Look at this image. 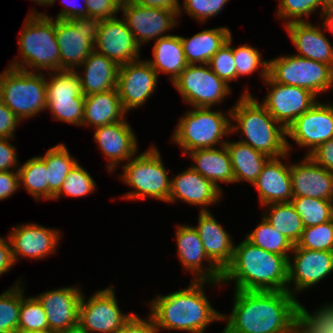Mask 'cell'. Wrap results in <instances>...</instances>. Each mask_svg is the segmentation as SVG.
<instances>
[{
  "label": "cell",
  "instance_id": "cell-1",
  "mask_svg": "<svg viewBox=\"0 0 333 333\" xmlns=\"http://www.w3.org/2000/svg\"><path fill=\"white\" fill-rule=\"evenodd\" d=\"M221 333H287L297 324L298 299L288 291L234 290Z\"/></svg>",
  "mask_w": 333,
  "mask_h": 333
},
{
  "label": "cell",
  "instance_id": "cell-2",
  "mask_svg": "<svg viewBox=\"0 0 333 333\" xmlns=\"http://www.w3.org/2000/svg\"><path fill=\"white\" fill-rule=\"evenodd\" d=\"M205 285L220 286L221 282L193 281L188 287L150 300V316L156 330H179L205 333L211 323L222 321V313L214 309L204 292ZM160 329V330H159Z\"/></svg>",
  "mask_w": 333,
  "mask_h": 333
},
{
  "label": "cell",
  "instance_id": "cell-3",
  "mask_svg": "<svg viewBox=\"0 0 333 333\" xmlns=\"http://www.w3.org/2000/svg\"><path fill=\"white\" fill-rule=\"evenodd\" d=\"M234 290L288 291V259L253 245L246 238L235 245L231 264L223 271L222 285Z\"/></svg>",
  "mask_w": 333,
  "mask_h": 333
},
{
  "label": "cell",
  "instance_id": "cell-4",
  "mask_svg": "<svg viewBox=\"0 0 333 333\" xmlns=\"http://www.w3.org/2000/svg\"><path fill=\"white\" fill-rule=\"evenodd\" d=\"M230 109L231 134L241 132L240 136L244 138H240V142L250 145L269 158L291 152L286 129L251 95L249 88L243 90L240 99Z\"/></svg>",
  "mask_w": 333,
  "mask_h": 333
},
{
  "label": "cell",
  "instance_id": "cell-5",
  "mask_svg": "<svg viewBox=\"0 0 333 333\" xmlns=\"http://www.w3.org/2000/svg\"><path fill=\"white\" fill-rule=\"evenodd\" d=\"M18 39L19 61L13 59L10 61L9 67L28 72L46 70L48 73L60 70L55 20L48 14L32 9L24 21Z\"/></svg>",
  "mask_w": 333,
  "mask_h": 333
},
{
  "label": "cell",
  "instance_id": "cell-6",
  "mask_svg": "<svg viewBox=\"0 0 333 333\" xmlns=\"http://www.w3.org/2000/svg\"><path fill=\"white\" fill-rule=\"evenodd\" d=\"M225 113L193 107L180 117L171 140L179 145L184 155L196 149L225 145L224 137L231 134V109Z\"/></svg>",
  "mask_w": 333,
  "mask_h": 333
},
{
  "label": "cell",
  "instance_id": "cell-7",
  "mask_svg": "<svg viewBox=\"0 0 333 333\" xmlns=\"http://www.w3.org/2000/svg\"><path fill=\"white\" fill-rule=\"evenodd\" d=\"M121 166L123 172L119 179L133 188V191L125 193L121 198L146 200L150 197L168 203L171 177L157 146H151L141 154L137 153Z\"/></svg>",
  "mask_w": 333,
  "mask_h": 333
},
{
  "label": "cell",
  "instance_id": "cell-8",
  "mask_svg": "<svg viewBox=\"0 0 333 333\" xmlns=\"http://www.w3.org/2000/svg\"><path fill=\"white\" fill-rule=\"evenodd\" d=\"M0 87L3 104L21 122L47 109L46 76L43 72H28L8 66L0 73Z\"/></svg>",
  "mask_w": 333,
  "mask_h": 333
},
{
  "label": "cell",
  "instance_id": "cell-9",
  "mask_svg": "<svg viewBox=\"0 0 333 333\" xmlns=\"http://www.w3.org/2000/svg\"><path fill=\"white\" fill-rule=\"evenodd\" d=\"M268 76L279 84L298 86L316 97L329 92L333 86L331 65L303 58L295 54L268 60Z\"/></svg>",
  "mask_w": 333,
  "mask_h": 333
},
{
  "label": "cell",
  "instance_id": "cell-10",
  "mask_svg": "<svg viewBox=\"0 0 333 333\" xmlns=\"http://www.w3.org/2000/svg\"><path fill=\"white\" fill-rule=\"evenodd\" d=\"M101 20L95 17L55 19V35L60 53V70H77L94 51Z\"/></svg>",
  "mask_w": 333,
  "mask_h": 333
},
{
  "label": "cell",
  "instance_id": "cell-11",
  "mask_svg": "<svg viewBox=\"0 0 333 333\" xmlns=\"http://www.w3.org/2000/svg\"><path fill=\"white\" fill-rule=\"evenodd\" d=\"M48 74L46 110L51 112L54 120L83 127L85 96L81 92L77 71L58 70Z\"/></svg>",
  "mask_w": 333,
  "mask_h": 333
},
{
  "label": "cell",
  "instance_id": "cell-12",
  "mask_svg": "<svg viewBox=\"0 0 333 333\" xmlns=\"http://www.w3.org/2000/svg\"><path fill=\"white\" fill-rule=\"evenodd\" d=\"M182 100L192 107L213 108L231 91L230 84L219 78L208 64H189L172 82Z\"/></svg>",
  "mask_w": 333,
  "mask_h": 333
},
{
  "label": "cell",
  "instance_id": "cell-13",
  "mask_svg": "<svg viewBox=\"0 0 333 333\" xmlns=\"http://www.w3.org/2000/svg\"><path fill=\"white\" fill-rule=\"evenodd\" d=\"M85 298L82 294L78 324L87 333H117L135 314L122 313L114 286L99 289L88 299Z\"/></svg>",
  "mask_w": 333,
  "mask_h": 333
},
{
  "label": "cell",
  "instance_id": "cell-14",
  "mask_svg": "<svg viewBox=\"0 0 333 333\" xmlns=\"http://www.w3.org/2000/svg\"><path fill=\"white\" fill-rule=\"evenodd\" d=\"M270 87L261 104L286 130L302 114L319 100L310 91L298 86L274 82L269 76L263 81Z\"/></svg>",
  "mask_w": 333,
  "mask_h": 333
},
{
  "label": "cell",
  "instance_id": "cell-15",
  "mask_svg": "<svg viewBox=\"0 0 333 333\" xmlns=\"http://www.w3.org/2000/svg\"><path fill=\"white\" fill-rule=\"evenodd\" d=\"M290 255L292 257L288 258V292L294 297H297L298 292L311 288L333 272V251L309 250L294 245Z\"/></svg>",
  "mask_w": 333,
  "mask_h": 333
},
{
  "label": "cell",
  "instance_id": "cell-16",
  "mask_svg": "<svg viewBox=\"0 0 333 333\" xmlns=\"http://www.w3.org/2000/svg\"><path fill=\"white\" fill-rule=\"evenodd\" d=\"M123 20L133 33L136 43L141 45L169 36L167 32L178 25V15L174 11L140 6L127 2L120 7ZM167 33V34H166Z\"/></svg>",
  "mask_w": 333,
  "mask_h": 333
},
{
  "label": "cell",
  "instance_id": "cell-17",
  "mask_svg": "<svg viewBox=\"0 0 333 333\" xmlns=\"http://www.w3.org/2000/svg\"><path fill=\"white\" fill-rule=\"evenodd\" d=\"M158 77V73L145 59L119 66L117 90L127 114L149 100L158 86Z\"/></svg>",
  "mask_w": 333,
  "mask_h": 333
},
{
  "label": "cell",
  "instance_id": "cell-18",
  "mask_svg": "<svg viewBox=\"0 0 333 333\" xmlns=\"http://www.w3.org/2000/svg\"><path fill=\"white\" fill-rule=\"evenodd\" d=\"M298 147L308 148L306 155L333 138V105L321 101L299 116L286 130Z\"/></svg>",
  "mask_w": 333,
  "mask_h": 333
},
{
  "label": "cell",
  "instance_id": "cell-19",
  "mask_svg": "<svg viewBox=\"0 0 333 333\" xmlns=\"http://www.w3.org/2000/svg\"><path fill=\"white\" fill-rule=\"evenodd\" d=\"M61 235L59 229L34 222L17 225L8 234L14 263L19 262L21 257L40 260L55 253Z\"/></svg>",
  "mask_w": 333,
  "mask_h": 333
},
{
  "label": "cell",
  "instance_id": "cell-20",
  "mask_svg": "<svg viewBox=\"0 0 333 333\" xmlns=\"http://www.w3.org/2000/svg\"><path fill=\"white\" fill-rule=\"evenodd\" d=\"M175 228L177 256L184 270L193 274L192 280L221 282L223 272L208 258L194 225L178 224Z\"/></svg>",
  "mask_w": 333,
  "mask_h": 333
},
{
  "label": "cell",
  "instance_id": "cell-21",
  "mask_svg": "<svg viewBox=\"0 0 333 333\" xmlns=\"http://www.w3.org/2000/svg\"><path fill=\"white\" fill-rule=\"evenodd\" d=\"M94 51L104 55L118 66L141 58V47L122 18L101 20Z\"/></svg>",
  "mask_w": 333,
  "mask_h": 333
},
{
  "label": "cell",
  "instance_id": "cell-22",
  "mask_svg": "<svg viewBox=\"0 0 333 333\" xmlns=\"http://www.w3.org/2000/svg\"><path fill=\"white\" fill-rule=\"evenodd\" d=\"M126 118L127 116L121 121L94 130L93 140L107 159L106 168L110 173L117 170L121 162H128L138 153L135 131Z\"/></svg>",
  "mask_w": 333,
  "mask_h": 333
},
{
  "label": "cell",
  "instance_id": "cell-23",
  "mask_svg": "<svg viewBox=\"0 0 333 333\" xmlns=\"http://www.w3.org/2000/svg\"><path fill=\"white\" fill-rule=\"evenodd\" d=\"M222 193L211 181L189 166L171 177L168 203H176L179 200L189 205L200 206V212L209 211L208 206L220 202Z\"/></svg>",
  "mask_w": 333,
  "mask_h": 333
},
{
  "label": "cell",
  "instance_id": "cell-24",
  "mask_svg": "<svg viewBox=\"0 0 333 333\" xmlns=\"http://www.w3.org/2000/svg\"><path fill=\"white\" fill-rule=\"evenodd\" d=\"M302 159L300 162L290 163L293 197L333 201V173L318 165L308 155Z\"/></svg>",
  "mask_w": 333,
  "mask_h": 333
},
{
  "label": "cell",
  "instance_id": "cell-25",
  "mask_svg": "<svg viewBox=\"0 0 333 333\" xmlns=\"http://www.w3.org/2000/svg\"><path fill=\"white\" fill-rule=\"evenodd\" d=\"M80 286H65L35 296L46 312L51 331L62 330L78 323L79 306L83 294Z\"/></svg>",
  "mask_w": 333,
  "mask_h": 333
},
{
  "label": "cell",
  "instance_id": "cell-26",
  "mask_svg": "<svg viewBox=\"0 0 333 333\" xmlns=\"http://www.w3.org/2000/svg\"><path fill=\"white\" fill-rule=\"evenodd\" d=\"M289 152L284 156L269 158L264 164L261 173L253 183L257 190L260 205L272 203L291 202L292 184L290 176V163H283L282 158L289 157Z\"/></svg>",
  "mask_w": 333,
  "mask_h": 333
},
{
  "label": "cell",
  "instance_id": "cell-27",
  "mask_svg": "<svg viewBox=\"0 0 333 333\" xmlns=\"http://www.w3.org/2000/svg\"><path fill=\"white\" fill-rule=\"evenodd\" d=\"M197 230L208 258L223 272L232 262L235 244L210 211L199 212Z\"/></svg>",
  "mask_w": 333,
  "mask_h": 333
},
{
  "label": "cell",
  "instance_id": "cell-28",
  "mask_svg": "<svg viewBox=\"0 0 333 333\" xmlns=\"http://www.w3.org/2000/svg\"><path fill=\"white\" fill-rule=\"evenodd\" d=\"M284 28L298 51L295 55L333 67V46L321 25L315 26L310 21L292 22Z\"/></svg>",
  "mask_w": 333,
  "mask_h": 333
},
{
  "label": "cell",
  "instance_id": "cell-29",
  "mask_svg": "<svg viewBox=\"0 0 333 333\" xmlns=\"http://www.w3.org/2000/svg\"><path fill=\"white\" fill-rule=\"evenodd\" d=\"M80 67L83 72L77 73L84 96L117 88L119 66L104 55L93 51Z\"/></svg>",
  "mask_w": 333,
  "mask_h": 333
},
{
  "label": "cell",
  "instance_id": "cell-30",
  "mask_svg": "<svg viewBox=\"0 0 333 333\" xmlns=\"http://www.w3.org/2000/svg\"><path fill=\"white\" fill-rule=\"evenodd\" d=\"M193 164L191 168L211 181L218 189L222 183H234V173L231 164L229 151L225 145L215 148L196 149L188 152Z\"/></svg>",
  "mask_w": 333,
  "mask_h": 333
},
{
  "label": "cell",
  "instance_id": "cell-31",
  "mask_svg": "<svg viewBox=\"0 0 333 333\" xmlns=\"http://www.w3.org/2000/svg\"><path fill=\"white\" fill-rule=\"evenodd\" d=\"M127 113L124 111L118 90L113 89L85 96L83 126L93 128L121 121Z\"/></svg>",
  "mask_w": 333,
  "mask_h": 333
},
{
  "label": "cell",
  "instance_id": "cell-32",
  "mask_svg": "<svg viewBox=\"0 0 333 333\" xmlns=\"http://www.w3.org/2000/svg\"><path fill=\"white\" fill-rule=\"evenodd\" d=\"M232 35L227 27L204 29L192 37L180 36L186 61L189 64H208L213 55Z\"/></svg>",
  "mask_w": 333,
  "mask_h": 333
},
{
  "label": "cell",
  "instance_id": "cell-33",
  "mask_svg": "<svg viewBox=\"0 0 333 333\" xmlns=\"http://www.w3.org/2000/svg\"><path fill=\"white\" fill-rule=\"evenodd\" d=\"M153 59L146 60L158 73L169 74L173 82L187 67L180 35H169L155 41Z\"/></svg>",
  "mask_w": 333,
  "mask_h": 333
},
{
  "label": "cell",
  "instance_id": "cell-34",
  "mask_svg": "<svg viewBox=\"0 0 333 333\" xmlns=\"http://www.w3.org/2000/svg\"><path fill=\"white\" fill-rule=\"evenodd\" d=\"M225 146L231 158L234 184L238 182H249L253 184L269 157L239 140H227Z\"/></svg>",
  "mask_w": 333,
  "mask_h": 333
},
{
  "label": "cell",
  "instance_id": "cell-35",
  "mask_svg": "<svg viewBox=\"0 0 333 333\" xmlns=\"http://www.w3.org/2000/svg\"><path fill=\"white\" fill-rule=\"evenodd\" d=\"M264 209L262 216L275 230L284 235L293 245H296L305 227L292 203H272L264 206Z\"/></svg>",
  "mask_w": 333,
  "mask_h": 333
},
{
  "label": "cell",
  "instance_id": "cell-36",
  "mask_svg": "<svg viewBox=\"0 0 333 333\" xmlns=\"http://www.w3.org/2000/svg\"><path fill=\"white\" fill-rule=\"evenodd\" d=\"M46 164L48 171V200H53L54 195L60 190L69 172L78 163L72 157L63 143H59L40 156Z\"/></svg>",
  "mask_w": 333,
  "mask_h": 333
},
{
  "label": "cell",
  "instance_id": "cell-37",
  "mask_svg": "<svg viewBox=\"0 0 333 333\" xmlns=\"http://www.w3.org/2000/svg\"><path fill=\"white\" fill-rule=\"evenodd\" d=\"M19 188H22L39 202L48 201V171L45 161L39 156L32 157L20 165L18 169Z\"/></svg>",
  "mask_w": 333,
  "mask_h": 333
},
{
  "label": "cell",
  "instance_id": "cell-38",
  "mask_svg": "<svg viewBox=\"0 0 333 333\" xmlns=\"http://www.w3.org/2000/svg\"><path fill=\"white\" fill-rule=\"evenodd\" d=\"M253 245L289 258L294 245L262 216L261 222L245 237ZM290 252V253H289Z\"/></svg>",
  "mask_w": 333,
  "mask_h": 333
},
{
  "label": "cell",
  "instance_id": "cell-39",
  "mask_svg": "<svg viewBox=\"0 0 333 333\" xmlns=\"http://www.w3.org/2000/svg\"><path fill=\"white\" fill-rule=\"evenodd\" d=\"M305 228L333 219V201L310 197H293L291 200Z\"/></svg>",
  "mask_w": 333,
  "mask_h": 333
},
{
  "label": "cell",
  "instance_id": "cell-40",
  "mask_svg": "<svg viewBox=\"0 0 333 333\" xmlns=\"http://www.w3.org/2000/svg\"><path fill=\"white\" fill-rule=\"evenodd\" d=\"M21 283L18 280L12 287L0 294V333H17L21 307Z\"/></svg>",
  "mask_w": 333,
  "mask_h": 333
},
{
  "label": "cell",
  "instance_id": "cell-41",
  "mask_svg": "<svg viewBox=\"0 0 333 333\" xmlns=\"http://www.w3.org/2000/svg\"><path fill=\"white\" fill-rule=\"evenodd\" d=\"M324 305L312 314L303 304L298 303L297 325L305 333H333V301Z\"/></svg>",
  "mask_w": 333,
  "mask_h": 333
},
{
  "label": "cell",
  "instance_id": "cell-42",
  "mask_svg": "<svg viewBox=\"0 0 333 333\" xmlns=\"http://www.w3.org/2000/svg\"><path fill=\"white\" fill-rule=\"evenodd\" d=\"M233 58L236 64V80L244 75L259 71L262 81L268 77V61L262 59L261 51L252 45L242 44L233 47Z\"/></svg>",
  "mask_w": 333,
  "mask_h": 333
},
{
  "label": "cell",
  "instance_id": "cell-43",
  "mask_svg": "<svg viewBox=\"0 0 333 333\" xmlns=\"http://www.w3.org/2000/svg\"><path fill=\"white\" fill-rule=\"evenodd\" d=\"M319 8L321 18L325 11V0H279L275 14L277 19L285 21L283 23L285 26L292 22H308L306 18H309Z\"/></svg>",
  "mask_w": 333,
  "mask_h": 333
},
{
  "label": "cell",
  "instance_id": "cell-44",
  "mask_svg": "<svg viewBox=\"0 0 333 333\" xmlns=\"http://www.w3.org/2000/svg\"><path fill=\"white\" fill-rule=\"evenodd\" d=\"M26 290L21 284V307L18 324V332L47 330L48 322L45 309L36 297L27 296L24 298Z\"/></svg>",
  "mask_w": 333,
  "mask_h": 333
},
{
  "label": "cell",
  "instance_id": "cell-45",
  "mask_svg": "<svg viewBox=\"0 0 333 333\" xmlns=\"http://www.w3.org/2000/svg\"><path fill=\"white\" fill-rule=\"evenodd\" d=\"M95 180L90 173L79 163L69 172L60 190L54 195L53 200L59 199L62 195L68 197H84L96 190Z\"/></svg>",
  "mask_w": 333,
  "mask_h": 333
},
{
  "label": "cell",
  "instance_id": "cell-46",
  "mask_svg": "<svg viewBox=\"0 0 333 333\" xmlns=\"http://www.w3.org/2000/svg\"><path fill=\"white\" fill-rule=\"evenodd\" d=\"M295 246L316 251H333V219L304 228Z\"/></svg>",
  "mask_w": 333,
  "mask_h": 333
},
{
  "label": "cell",
  "instance_id": "cell-47",
  "mask_svg": "<svg viewBox=\"0 0 333 333\" xmlns=\"http://www.w3.org/2000/svg\"><path fill=\"white\" fill-rule=\"evenodd\" d=\"M232 35L208 62L210 69L227 84L236 80V64L233 58Z\"/></svg>",
  "mask_w": 333,
  "mask_h": 333
},
{
  "label": "cell",
  "instance_id": "cell-48",
  "mask_svg": "<svg viewBox=\"0 0 333 333\" xmlns=\"http://www.w3.org/2000/svg\"><path fill=\"white\" fill-rule=\"evenodd\" d=\"M227 3L229 0H183L179 16L183 10L196 21L204 24L205 21L218 15Z\"/></svg>",
  "mask_w": 333,
  "mask_h": 333
},
{
  "label": "cell",
  "instance_id": "cell-49",
  "mask_svg": "<svg viewBox=\"0 0 333 333\" xmlns=\"http://www.w3.org/2000/svg\"><path fill=\"white\" fill-rule=\"evenodd\" d=\"M86 7L87 16L100 20L115 18L120 12V6L114 0H87Z\"/></svg>",
  "mask_w": 333,
  "mask_h": 333
},
{
  "label": "cell",
  "instance_id": "cell-50",
  "mask_svg": "<svg viewBox=\"0 0 333 333\" xmlns=\"http://www.w3.org/2000/svg\"><path fill=\"white\" fill-rule=\"evenodd\" d=\"M14 138H0V172L18 171L20 165L16 148L10 142Z\"/></svg>",
  "mask_w": 333,
  "mask_h": 333
},
{
  "label": "cell",
  "instance_id": "cell-51",
  "mask_svg": "<svg viewBox=\"0 0 333 333\" xmlns=\"http://www.w3.org/2000/svg\"><path fill=\"white\" fill-rule=\"evenodd\" d=\"M21 120L5 105H0V138H15Z\"/></svg>",
  "mask_w": 333,
  "mask_h": 333
},
{
  "label": "cell",
  "instance_id": "cell-52",
  "mask_svg": "<svg viewBox=\"0 0 333 333\" xmlns=\"http://www.w3.org/2000/svg\"><path fill=\"white\" fill-rule=\"evenodd\" d=\"M117 333H158L150 315L142 319L136 313Z\"/></svg>",
  "mask_w": 333,
  "mask_h": 333
},
{
  "label": "cell",
  "instance_id": "cell-53",
  "mask_svg": "<svg viewBox=\"0 0 333 333\" xmlns=\"http://www.w3.org/2000/svg\"><path fill=\"white\" fill-rule=\"evenodd\" d=\"M308 156L318 165L333 173V138L319 145Z\"/></svg>",
  "mask_w": 333,
  "mask_h": 333
},
{
  "label": "cell",
  "instance_id": "cell-54",
  "mask_svg": "<svg viewBox=\"0 0 333 333\" xmlns=\"http://www.w3.org/2000/svg\"><path fill=\"white\" fill-rule=\"evenodd\" d=\"M19 190L18 171L0 172V201L5 200Z\"/></svg>",
  "mask_w": 333,
  "mask_h": 333
},
{
  "label": "cell",
  "instance_id": "cell-55",
  "mask_svg": "<svg viewBox=\"0 0 333 333\" xmlns=\"http://www.w3.org/2000/svg\"><path fill=\"white\" fill-rule=\"evenodd\" d=\"M83 6L76 4L75 0H62L61 4L64 3V8L60 10L58 15L54 17L55 19L59 20H70L77 17H84L87 16V7L86 1L83 0Z\"/></svg>",
  "mask_w": 333,
  "mask_h": 333
},
{
  "label": "cell",
  "instance_id": "cell-56",
  "mask_svg": "<svg viewBox=\"0 0 333 333\" xmlns=\"http://www.w3.org/2000/svg\"><path fill=\"white\" fill-rule=\"evenodd\" d=\"M15 265L9 237L7 235L6 239L0 236V276L9 272L11 268Z\"/></svg>",
  "mask_w": 333,
  "mask_h": 333
},
{
  "label": "cell",
  "instance_id": "cell-57",
  "mask_svg": "<svg viewBox=\"0 0 333 333\" xmlns=\"http://www.w3.org/2000/svg\"><path fill=\"white\" fill-rule=\"evenodd\" d=\"M129 2L153 8H161L174 11L178 16L181 8L179 0H130Z\"/></svg>",
  "mask_w": 333,
  "mask_h": 333
},
{
  "label": "cell",
  "instance_id": "cell-58",
  "mask_svg": "<svg viewBox=\"0 0 333 333\" xmlns=\"http://www.w3.org/2000/svg\"><path fill=\"white\" fill-rule=\"evenodd\" d=\"M321 20H323V30H328L333 33V10H326L323 12Z\"/></svg>",
  "mask_w": 333,
  "mask_h": 333
},
{
  "label": "cell",
  "instance_id": "cell-59",
  "mask_svg": "<svg viewBox=\"0 0 333 333\" xmlns=\"http://www.w3.org/2000/svg\"><path fill=\"white\" fill-rule=\"evenodd\" d=\"M55 333H87L78 323L74 326L55 331Z\"/></svg>",
  "mask_w": 333,
  "mask_h": 333
},
{
  "label": "cell",
  "instance_id": "cell-60",
  "mask_svg": "<svg viewBox=\"0 0 333 333\" xmlns=\"http://www.w3.org/2000/svg\"><path fill=\"white\" fill-rule=\"evenodd\" d=\"M32 1V0H31ZM34 2H36L39 5H44V7L47 5L52 6L53 4H55L56 0H33Z\"/></svg>",
  "mask_w": 333,
  "mask_h": 333
},
{
  "label": "cell",
  "instance_id": "cell-61",
  "mask_svg": "<svg viewBox=\"0 0 333 333\" xmlns=\"http://www.w3.org/2000/svg\"><path fill=\"white\" fill-rule=\"evenodd\" d=\"M287 333H305L297 324Z\"/></svg>",
  "mask_w": 333,
  "mask_h": 333
},
{
  "label": "cell",
  "instance_id": "cell-62",
  "mask_svg": "<svg viewBox=\"0 0 333 333\" xmlns=\"http://www.w3.org/2000/svg\"><path fill=\"white\" fill-rule=\"evenodd\" d=\"M333 10V0H325V11Z\"/></svg>",
  "mask_w": 333,
  "mask_h": 333
},
{
  "label": "cell",
  "instance_id": "cell-63",
  "mask_svg": "<svg viewBox=\"0 0 333 333\" xmlns=\"http://www.w3.org/2000/svg\"><path fill=\"white\" fill-rule=\"evenodd\" d=\"M17 333H55V332L51 331L50 329H47V330L28 331V332H17Z\"/></svg>",
  "mask_w": 333,
  "mask_h": 333
},
{
  "label": "cell",
  "instance_id": "cell-64",
  "mask_svg": "<svg viewBox=\"0 0 333 333\" xmlns=\"http://www.w3.org/2000/svg\"><path fill=\"white\" fill-rule=\"evenodd\" d=\"M120 7L125 3L129 2L130 0H114Z\"/></svg>",
  "mask_w": 333,
  "mask_h": 333
},
{
  "label": "cell",
  "instance_id": "cell-65",
  "mask_svg": "<svg viewBox=\"0 0 333 333\" xmlns=\"http://www.w3.org/2000/svg\"><path fill=\"white\" fill-rule=\"evenodd\" d=\"M3 103V98H2V90H1V87H0V105Z\"/></svg>",
  "mask_w": 333,
  "mask_h": 333
}]
</instances>
